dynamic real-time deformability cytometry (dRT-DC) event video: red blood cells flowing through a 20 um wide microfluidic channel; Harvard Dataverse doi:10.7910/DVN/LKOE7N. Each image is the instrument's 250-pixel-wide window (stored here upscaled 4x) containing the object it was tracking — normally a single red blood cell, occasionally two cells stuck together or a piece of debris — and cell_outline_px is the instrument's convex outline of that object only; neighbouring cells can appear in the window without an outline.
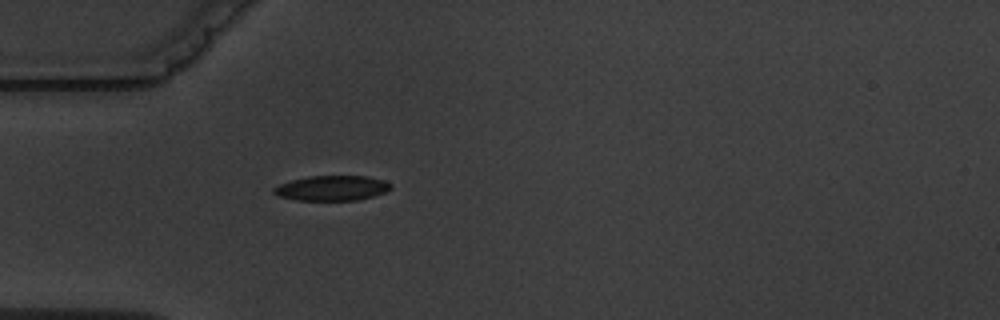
{"species": "common noctule bat (a hibernating species)", "species_latin": "Nyctalus noctula", "temperature_condition": "warm", "stored_images_in_passage": 1, "camera_frame_rate_fps": 3000, "um_per_image_px": 0.085, "animal": {"sex": "male", "body_mass_g": 19.5, "forearm_length_mm": 54.6}, "frame": {"image": 1, "passage_image": 1, "time_ms": 0.0, "image_size_px": [1000, 320], "cell_outline_px": [[392, 188], [388, 192], [356, 200], [296, 200], [276, 196], [272, 192], [272, 188], [280, 184], [292, 180], [308, 176], [368, 176], [384, 180], [392, 184]], "centroid_in_image_um": [28.22, 15.99], "position_along_channel_um": 56.8, "area_um2": 17.22}}